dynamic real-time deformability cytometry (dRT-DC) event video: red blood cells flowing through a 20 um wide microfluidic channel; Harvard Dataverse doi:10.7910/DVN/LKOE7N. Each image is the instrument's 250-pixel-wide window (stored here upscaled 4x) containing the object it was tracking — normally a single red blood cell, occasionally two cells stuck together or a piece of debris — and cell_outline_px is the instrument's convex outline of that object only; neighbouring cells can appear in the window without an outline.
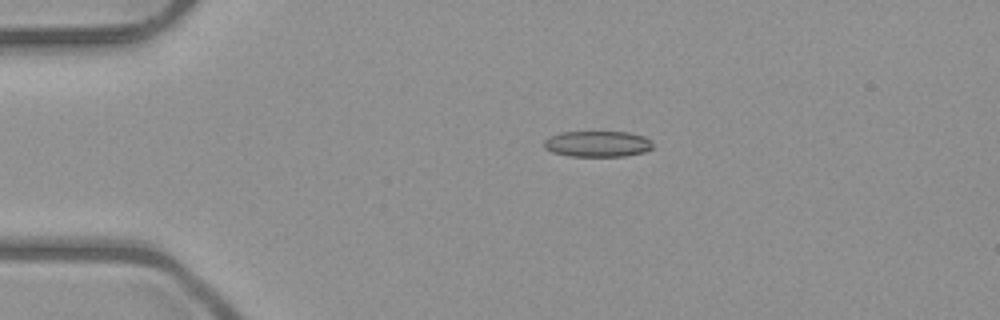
{"species": "common noctule bat (a hibernating species)", "species_latin": "Nyctalus noctula", "temperature_condition": "room temperature", "stored_images_in_passage": 4, "camera_frame_rate_fps": 3000, "um_per_image_px": 0.085, "animal": {"sex": "male", "body_mass_g": 23.1, "forearm_length_mm": 52.7}, "frame": {"image": 1, "passage_image": 3, "time_ms": 3.0, "image_size_px": [1000, 320], "cell_outline_px": [[652, 148], [644, 152], [624, 156], [568, 156], [552, 152], [544, 148], [544, 140], [548, 136], [560, 132], [628, 132], [644, 136], [652, 140]], "centroid_in_image_um": [50.77, 12.23], "position_along_channel_um": 34.2, "area_um2": 16.59}}